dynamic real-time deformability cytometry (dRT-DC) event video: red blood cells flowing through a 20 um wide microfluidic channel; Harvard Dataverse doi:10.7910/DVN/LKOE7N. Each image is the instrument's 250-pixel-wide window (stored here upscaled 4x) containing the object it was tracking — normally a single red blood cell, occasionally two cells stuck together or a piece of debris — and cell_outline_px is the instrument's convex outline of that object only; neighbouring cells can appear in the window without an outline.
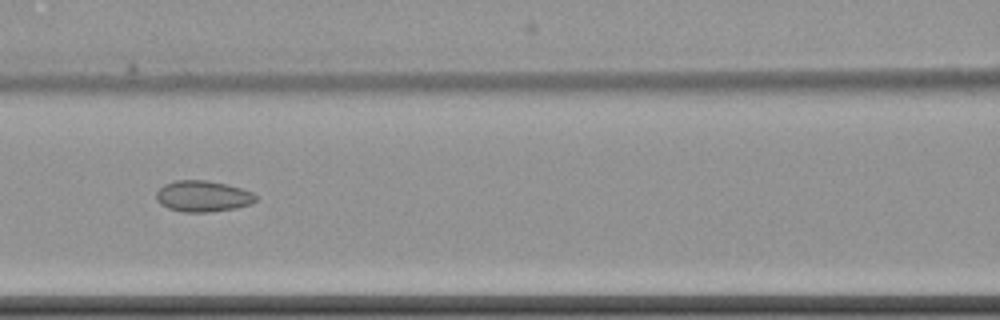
{"species": "common noctule bat (a hibernating species)", "species_latin": "Nyctalus noctula", "temperature_condition": "cold", "stored_images_in_passage": 15, "camera_frame_rate_fps": 3000, "um_per_image_px": 0.085, "animal": {"sex": "female", "body_mass_g": 22.7, "forearm_length_mm": 54.2}, "frame": {"image": 1, "passage_image": 7, "time_ms": 8.667, "image_size_px": [1000, 320], "cell_outline_px": [[256, 200], [248, 204], [236, 208], [208, 212], [184, 212], [168, 208], [160, 204], [156, 200], [156, 192], [164, 184], [176, 180], [204, 180], [228, 184], [252, 192], [256, 196]], "centroid_in_image_um": [17.21, 16.67], "position_along_channel_um": 149.4, "area_um2": 17.98}}
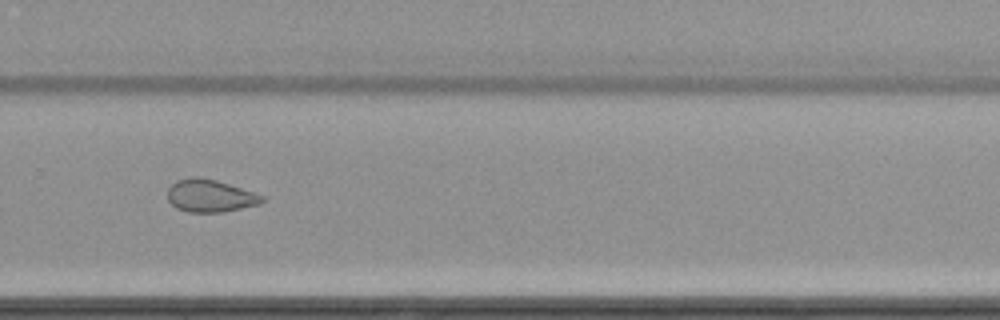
{"frame": {"image": 2, "passage_image": 11, "time_ms": 13.333, "image_size_px": [1000, 320], "cell_outline_px": [[264, 200], [260, 204], [224, 212], [188, 212], [176, 208], [168, 200], [168, 188], [176, 180], [196, 176], [216, 180], [264, 196]], "centroid_in_image_um": [17.84, 16.65], "position_along_channel_um": 312.0, "area_um2": 17.8}}
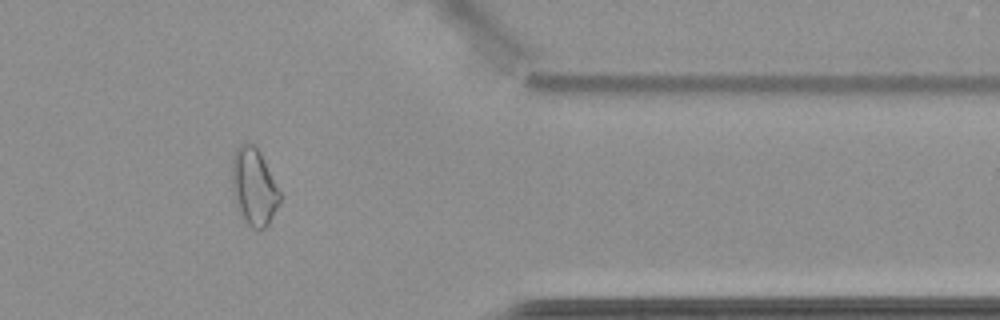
{"frame": {"image": 3, "passage_image": 13, "time_ms": 16.0, "image_size_px": [1000, 320], "cell_outline_px": [[280, 200], [268, 224], [260, 232], [252, 228], [244, 220], [236, 204], [232, 192], [232, 160], [236, 148], [240, 144], [256, 144], [280, 192]], "centroid_in_image_um": [21.56, 15.88], "position_along_channel_um": 389.8, "area_um2": 21.33}, "authors_computed_cell_mechanics": {"area_um2": 18.8428, "velocity_mm_per_s": 3.5005, "shape_relaxation_time_tau1_ms": null, "shape_relaxation_time_tau2_ms": 5.9426, "deformation_change_tau1": null, "deformation_change_tau2": 0.0761}}